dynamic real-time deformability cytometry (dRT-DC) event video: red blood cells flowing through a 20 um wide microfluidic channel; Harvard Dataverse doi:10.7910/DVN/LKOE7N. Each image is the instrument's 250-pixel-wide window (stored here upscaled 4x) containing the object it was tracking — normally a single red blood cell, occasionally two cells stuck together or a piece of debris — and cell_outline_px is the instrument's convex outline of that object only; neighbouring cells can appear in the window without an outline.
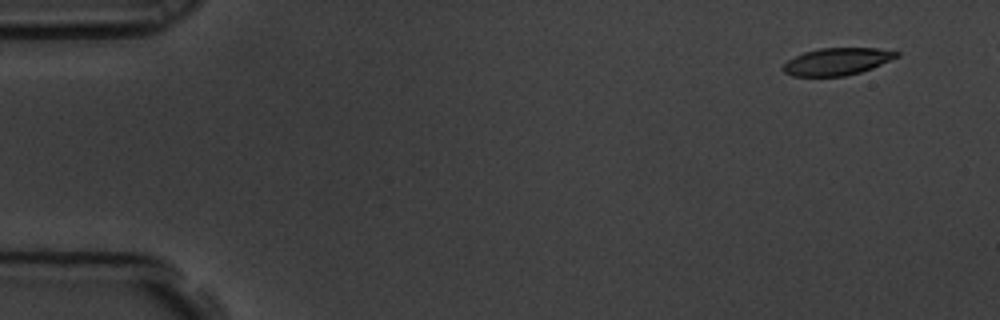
{"species": "common noctule bat (a hibernating species)", "species_latin": "Nyctalus noctula", "temperature_condition": "room temperature", "stored_images_in_passage": 2, "camera_frame_rate_fps": 3000, "um_per_image_px": 0.085, "animal": {"sex": "male", "body_mass_g": 19.5, "forearm_length_mm": 54.6}, "frame": {"image": 1, "passage_image": 1, "time_ms": 0.0, "image_size_px": [1000, 320], "cell_outline_px": [[900, 56], [872, 68], [860, 72], [844, 76], [792, 76], [784, 72], [780, 68], [788, 60], [804, 52], [820, 48], [876, 48], [900, 52]], "centroid_in_image_um": [71.15, 5.23], "position_along_channel_um": 13.9, "area_um2": 17.98}}